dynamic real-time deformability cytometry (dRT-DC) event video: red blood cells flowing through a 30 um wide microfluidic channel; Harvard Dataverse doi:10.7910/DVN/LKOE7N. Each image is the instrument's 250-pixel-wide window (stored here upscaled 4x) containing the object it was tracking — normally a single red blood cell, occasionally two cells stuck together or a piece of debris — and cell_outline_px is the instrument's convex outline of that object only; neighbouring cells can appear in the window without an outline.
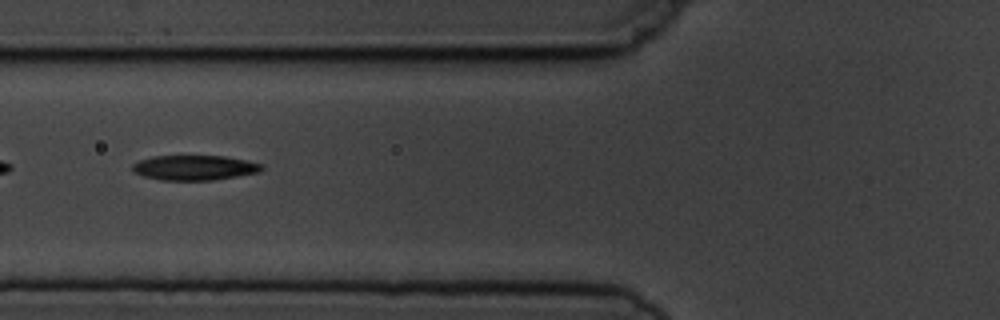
{"species": "common noctule bat (a hibernating species)", "species_latin": "Nyctalus noctula", "temperature_condition": "cold", "stored_images_in_passage": 3, "camera_frame_rate_fps": 3000, "um_per_image_px": 0.085, "animal": {"sex": "male", "body_mass_g": 19.5, "forearm_length_mm": 54.6}, "frame": {"image": 1, "passage_image": 2, "time_ms": 1.333, "image_size_px": [1000, 320], "cell_outline_px": [[264, 168], [260, 172], [212, 180], [160, 180], [144, 176], [132, 172], [132, 164], [140, 160], [152, 156], [224, 156], [264, 164]], "centroid_in_image_um": [16.52, 14.25], "position_along_channel_um": 109.3, "area_um2": 18.79}}
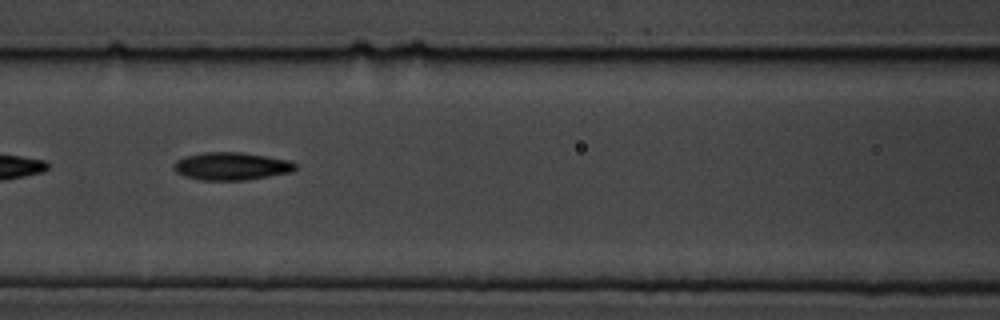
{"frame": {"image": 2, "passage_image": 3, "time_ms": 2.333, "image_size_px": [1000, 320], "cell_outline_px": [[296, 168], [292, 172], [244, 180], [200, 180], [184, 176], [176, 172], [172, 168], [172, 164], [176, 160], [184, 156], [204, 152], [240, 152], [288, 160], [296, 164]], "centroid_in_image_um": [19.6, 14.12], "position_along_channel_um": 147.0, "area_um2": 19.65}}